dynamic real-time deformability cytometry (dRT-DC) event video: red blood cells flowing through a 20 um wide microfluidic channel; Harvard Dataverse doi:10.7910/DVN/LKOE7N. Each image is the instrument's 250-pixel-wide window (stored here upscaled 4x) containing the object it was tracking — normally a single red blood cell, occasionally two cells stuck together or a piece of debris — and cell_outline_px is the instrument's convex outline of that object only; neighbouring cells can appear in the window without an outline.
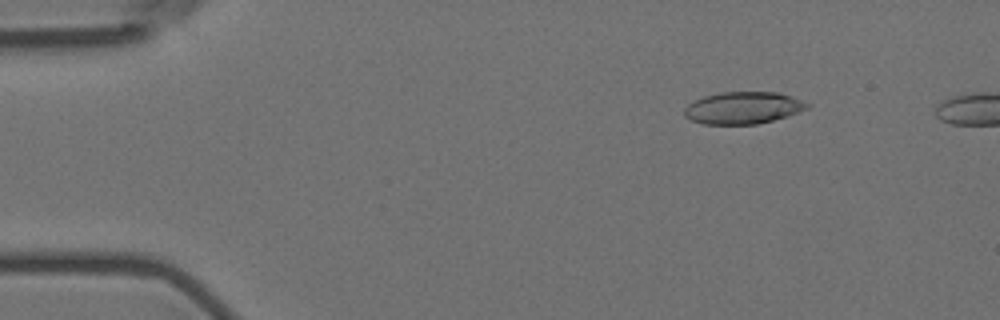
{"species": "Egyptian fruit bat (a non-hibernating species)", "species_latin": "Rousettus aegyptiacus", "temperature_condition": "room temperature", "stored_images_in_passage": 11, "camera_frame_rate_fps": 3000, "um_per_image_px": 0.085, "animal": {"sex": "female"}, "frame": {"image": 1, "passage_image": 8, "time_ms": 2.333, "image_size_px": [1000, 320], "cell_outline_px": [[812, 104], [808, 108], [788, 116], [756, 124], [704, 124], [692, 120], [684, 116], [684, 108], [688, 104], [704, 96], [720, 92], [776, 92], [792, 96]], "centroid_in_image_um": [63.18, 9.16], "position_along_channel_um": 21.8, "area_um2": 22.95}}